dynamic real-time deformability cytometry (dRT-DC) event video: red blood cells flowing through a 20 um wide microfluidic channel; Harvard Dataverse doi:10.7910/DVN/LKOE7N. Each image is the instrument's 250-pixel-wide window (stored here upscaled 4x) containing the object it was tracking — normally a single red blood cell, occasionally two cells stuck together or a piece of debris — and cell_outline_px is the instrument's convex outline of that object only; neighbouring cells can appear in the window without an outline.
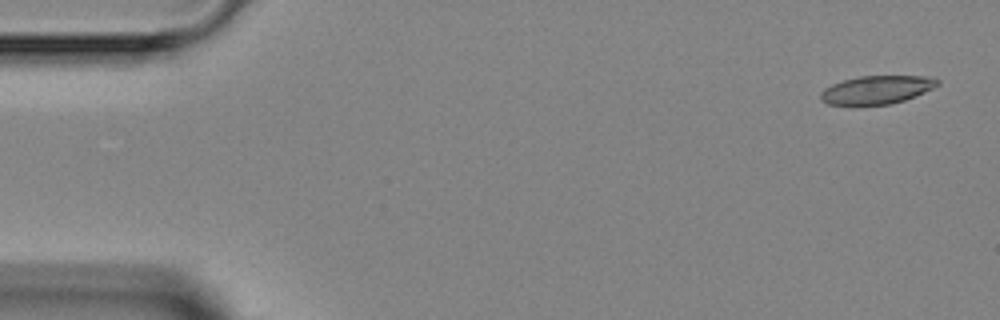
{"species": "Egyptian fruit bat (a non-hibernating species)", "species_latin": "Rousettus aegyptiacus", "temperature_condition": "room temperature", "stored_images_in_passage": 4, "segment_of_instrument_passage": [2, 2], "camera_frame_rate_fps": 3000, "um_per_image_px": 0.085, "animal": {"sex": "female"}, "frame": {"image": 1, "passage_image": 4, "time_ms": 4.667, "image_size_px": [1000, 320], "cell_outline_px": [[940, 84], [924, 92], [904, 100], [888, 104], [852, 108], [828, 104], [820, 100], [820, 92], [824, 88], [832, 84], [844, 80], [860, 76], [928, 76], [940, 80]], "centroid_in_image_um": [74.44, 7.67], "position_along_channel_um": 10.6, "area_um2": 19.88}}